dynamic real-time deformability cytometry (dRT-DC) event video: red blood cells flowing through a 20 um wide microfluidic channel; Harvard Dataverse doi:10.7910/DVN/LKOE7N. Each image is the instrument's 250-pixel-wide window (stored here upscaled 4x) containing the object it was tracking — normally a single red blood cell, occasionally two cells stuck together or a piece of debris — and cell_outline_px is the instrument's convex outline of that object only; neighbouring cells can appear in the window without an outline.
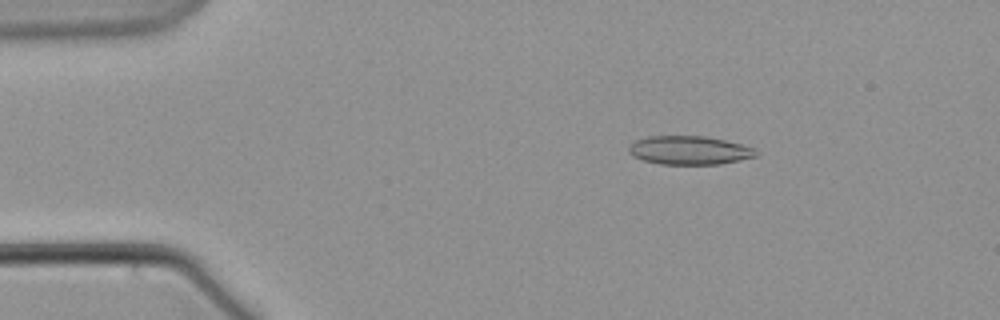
{"species": "common noctule bat (a hibernating species)", "species_latin": "Nyctalus noctula", "temperature_condition": "warm", "stored_images_in_passage": 59, "camera_frame_rate_fps": 3000, "um_per_image_px": 0.085, "animal": {"sex": "male", "body_mass_g": 21.5, "forearm_length_mm": 52.0}, "frame": {"image": 1, "passage_image": 9, "time_ms": 2.667, "image_size_px": [1000, 320], "cell_outline_px": [[756, 156], [740, 160], [720, 164], [660, 164], [644, 160], [632, 156], [628, 152], [628, 148], [636, 140], [648, 136], [704, 136], [724, 140], [756, 148]], "centroid_in_image_um": [58.58, 12.77], "position_along_channel_um": 26.4, "area_um2": 21.1}}
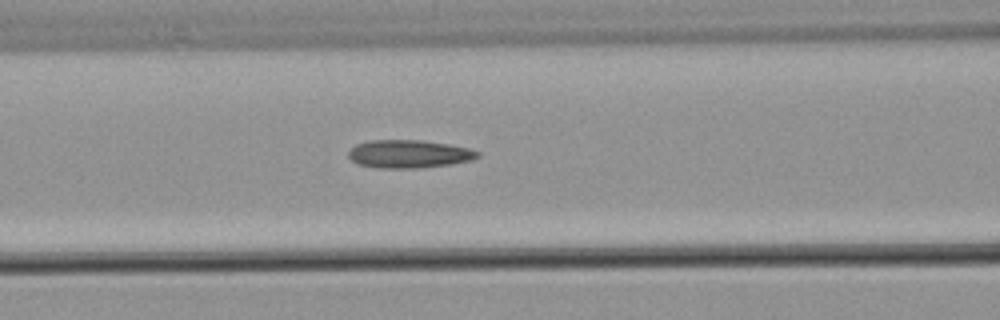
{"frame": {"image": 2, "passage_image": 24, "time_ms": 7.667, "image_size_px": [1000, 320], "cell_outline_px": [[480, 156], [472, 160], [448, 164], [420, 168], [376, 168], [356, 164], [348, 156], [348, 152], [356, 144], [368, 140], [420, 140], [448, 144], [468, 148], [480, 152]], "centroid_in_image_um": [34.73, 13.09], "position_along_channel_um": 131.9, "area_um2": 21.15}}
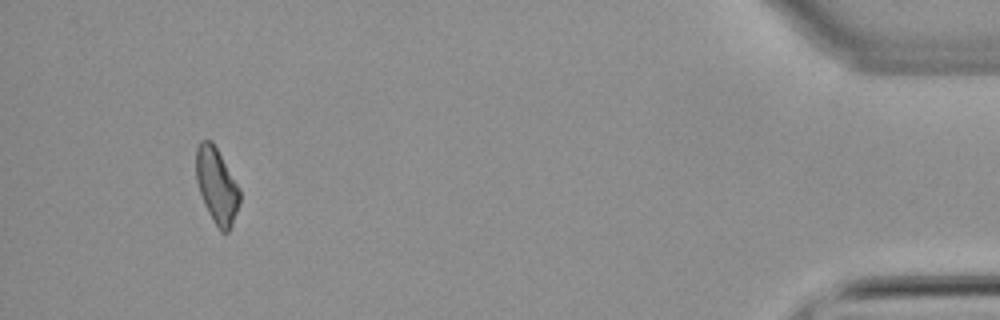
{"frame": {"image": 3, "passage_image": 55, "time_ms": 18.0, "image_size_px": [1000, 320], "cell_outline_px": [[240, 200], [232, 224], [228, 232], [220, 232], [208, 212], [204, 204], [196, 180], [196, 148], [200, 140], [212, 140], [240, 188]], "centroid_in_image_um": [18.41, 15.76], "position_along_channel_um": 416.8, "area_um2": 19.13}}